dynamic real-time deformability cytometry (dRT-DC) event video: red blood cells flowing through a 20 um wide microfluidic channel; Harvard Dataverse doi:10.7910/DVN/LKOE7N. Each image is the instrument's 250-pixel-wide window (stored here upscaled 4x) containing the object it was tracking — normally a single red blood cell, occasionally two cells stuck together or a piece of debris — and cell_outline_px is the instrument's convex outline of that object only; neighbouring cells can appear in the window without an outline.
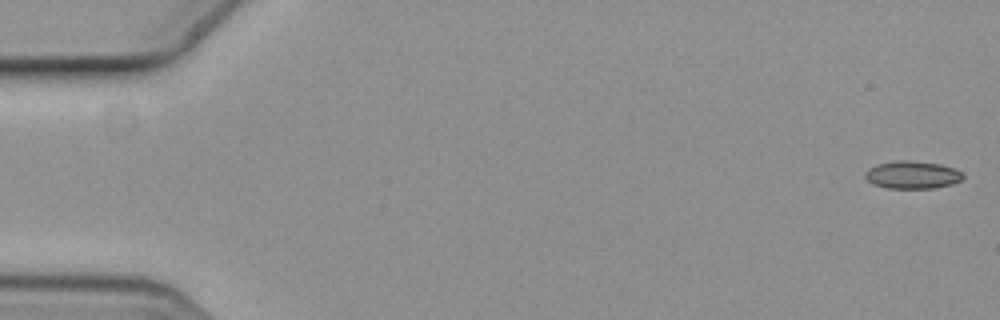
{"species": "common noctule bat (a hibernating species)", "species_latin": "Nyctalus noctula", "temperature_condition": "cold", "stored_images_in_passage": 5, "camera_frame_rate_fps": 3000, "um_per_image_px": 0.085, "animal": {"sex": "female", "body_mass_g": 19.3, "forearm_length_mm": 54.1}, "frame": {"image": 1, "passage_image": 1, "time_ms": 0.0, "image_size_px": [1000, 320], "cell_outline_px": [[964, 176], [960, 180], [952, 184], [932, 188], [888, 188], [876, 184], [868, 180], [864, 176], [864, 172], [868, 168], [876, 164], [896, 160], [912, 160], [940, 164], [964, 172]], "centroid_in_image_um": [77.54, 14.84], "position_along_channel_um": 7.5, "area_um2": 15.78}}